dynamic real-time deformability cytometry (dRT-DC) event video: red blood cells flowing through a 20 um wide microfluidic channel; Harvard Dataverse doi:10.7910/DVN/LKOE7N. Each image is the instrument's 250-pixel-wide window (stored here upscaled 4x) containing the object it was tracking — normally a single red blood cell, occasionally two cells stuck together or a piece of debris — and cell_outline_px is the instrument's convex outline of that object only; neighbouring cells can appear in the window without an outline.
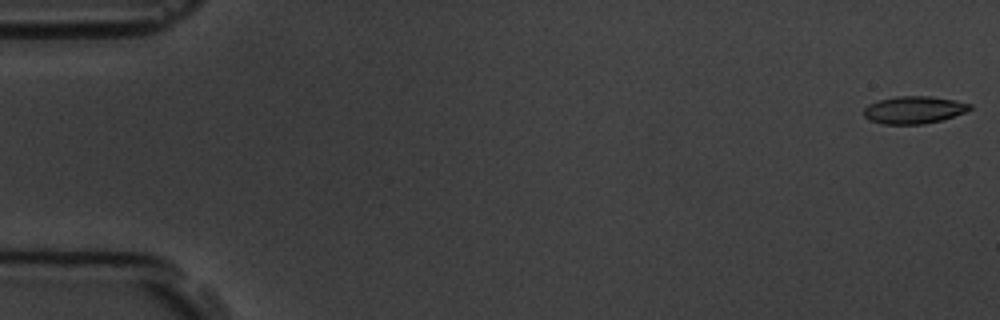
{"species": "common noctule bat (a hibernating species)", "species_latin": "Nyctalus noctula", "temperature_condition": "room temperature", "stored_images_in_passage": 6, "camera_frame_rate_fps": 3000, "um_per_image_px": 0.085, "animal": {"sex": "male", "body_mass_g": 19.5, "forearm_length_mm": 54.6}, "frame": {"image": 1, "passage_image": 1, "time_ms": 0.0, "image_size_px": [1000, 320], "cell_outline_px": [[972, 108], [964, 112], [940, 120], [924, 124], [884, 124], [872, 120], [864, 116], [864, 108], [868, 104], [880, 100], [896, 96], [928, 96], [956, 100], [972, 104]], "centroid_in_image_um": [77.69, 9.33], "position_along_channel_um": 7.3, "area_um2": 16.76}}
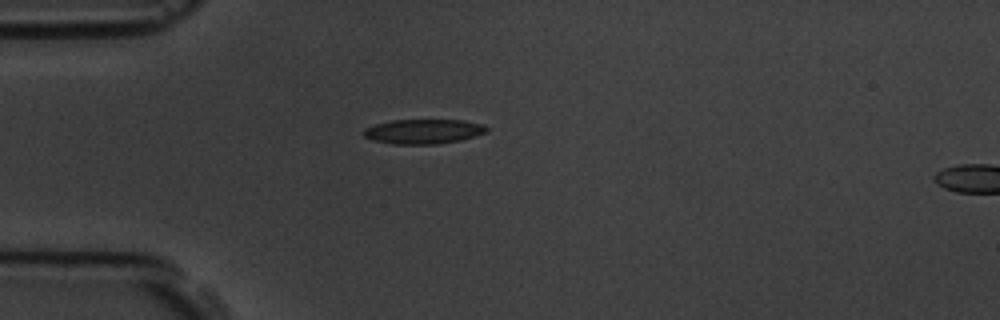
{"frame": {"image": 2, "passage_image": 5, "time_ms": 4.667, "image_size_px": [1000, 320], "cell_outline_px": [[488, 132], [460, 140], [440, 144], [392, 144], [372, 140], [364, 136], [360, 132], [364, 128], [376, 124], [392, 120], [464, 120], [484, 124], [488, 128]], "centroid_in_image_um": [35.98, 11.17], "position_along_channel_um": 49.0, "area_um2": 17.86}}